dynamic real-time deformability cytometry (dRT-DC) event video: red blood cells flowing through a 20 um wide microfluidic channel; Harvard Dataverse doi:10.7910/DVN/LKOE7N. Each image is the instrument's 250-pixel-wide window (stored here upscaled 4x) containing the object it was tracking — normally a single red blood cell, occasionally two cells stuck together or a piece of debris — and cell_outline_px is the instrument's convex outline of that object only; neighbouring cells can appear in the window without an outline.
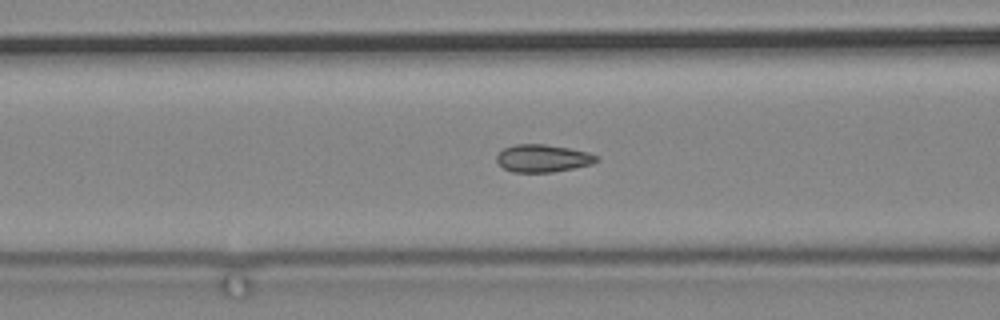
{"species": "common noctule bat (a hibernating species)", "species_latin": "Nyctalus noctula", "temperature_condition": "cold", "stored_images_in_passage": 69, "camera_frame_rate_fps": 3000, "um_per_image_px": 0.085, "animal": {"sex": "male", "body_mass_g": 19.2, "forearm_length_mm": 51.8}, "frame": {"image": 1, "passage_image": 30, "time_ms": 9.667, "image_size_px": [1000, 320], "cell_outline_px": [[600, 160], [592, 164], [552, 172], [512, 172], [504, 168], [496, 160], [496, 156], [504, 148], [516, 144], [544, 144], [568, 148], [588, 152], [600, 156]], "centroid_in_image_um": [46.17, 13.45], "position_along_channel_um": 120.4, "area_um2": 16.01}}
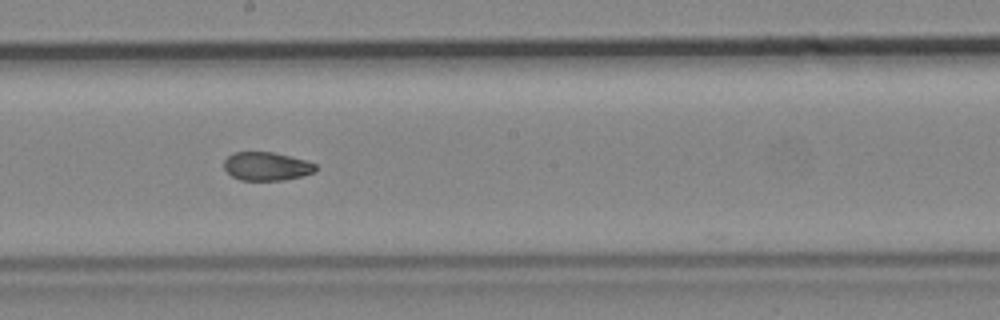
{"frame": {"image": 2, "passage_image": 40, "time_ms": 13.0, "image_size_px": [1000, 320], "cell_outline_px": [[316, 172], [284, 180], [240, 180], [232, 176], [224, 168], [224, 160], [232, 152], [272, 152], [304, 160], [316, 164]], "centroid_in_image_um": [22.64, 14.13], "position_along_channel_um": 225.6, "area_um2": 15.09}}
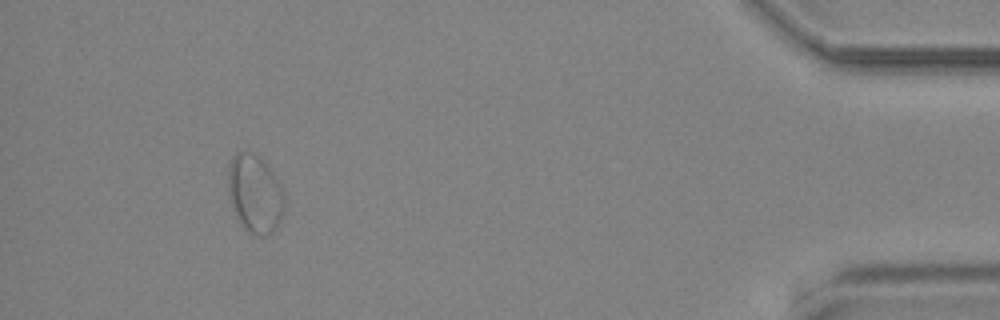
{"frame": {"image": 3, "passage_image": 64, "time_ms": 21.0, "image_size_px": [1000, 320], "cell_outline_px": [[284, 208], [280, 220], [272, 232], [264, 236], [256, 236], [248, 232], [240, 224], [236, 216], [228, 184], [228, 164], [232, 156], [236, 152], [248, 148], [260, 156], [268, 164], [276, 176], [284, 192]], "centroid_in_image_um": [21.68, 16.4], "position_along_channel_um": 413.5, "area_um2": 26.07}}